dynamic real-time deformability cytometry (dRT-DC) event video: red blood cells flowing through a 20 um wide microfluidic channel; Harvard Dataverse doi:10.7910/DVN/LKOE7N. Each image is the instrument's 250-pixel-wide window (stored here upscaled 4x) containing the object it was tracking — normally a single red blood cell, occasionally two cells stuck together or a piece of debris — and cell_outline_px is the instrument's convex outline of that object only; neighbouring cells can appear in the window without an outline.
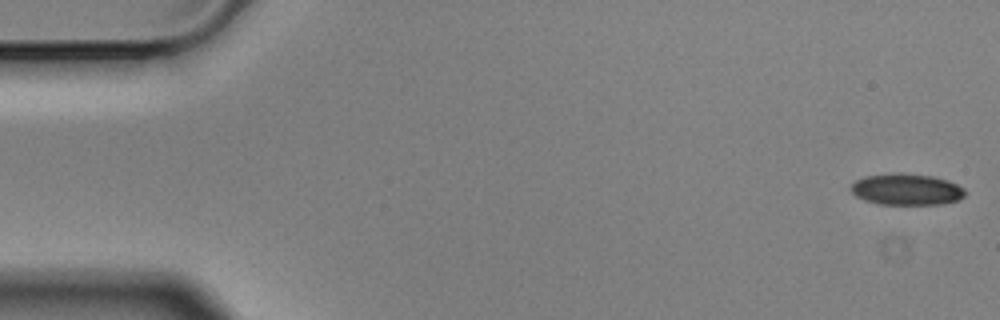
{"species": "Egyptian fruit bat (a non-hibernating species)", "species_latin": "Rousettus aegyptiacus", "temperature_condition": "cold", "stored_images_in_passage": 56, "camera_frame_rate_fps": 3000, "um_per_image_px": 0.085, "animal": {"sex": "male"}, "frame": {"image": 1, "passage_image": 1, "time_ms": 0.0, "image_size_px": [1000, 320], "cell_outline_px": [[964, 196], [956, 200], [944, 204], [876, 204], [864, 200], [856, 196], [848, 188], [856, 180], [864, 176], [896, 172], [900, 172], [932, 176], [948, 180], [964, 188]], "centroid_in_image_um": [77.01, 16.09], "position_along_channel_um": 8.0, "area_um2": 21.04}}
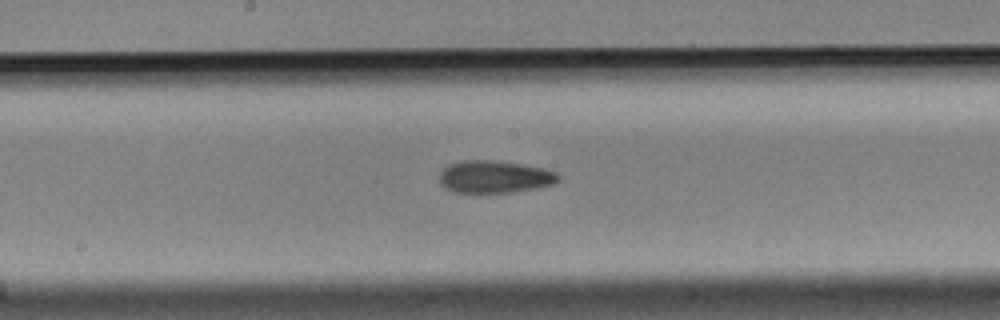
{"frame": {"image": 2, "passage_image": 29, "time_ms": 9.333, "image_size_px": [1000, 320], "cell_outline_px": [[560, 180], [556, 184], [536, 188], [512, 192], [452, 192], [444, 188], [440, 184], [440, 172], [448, 164], [460, 160], [492, 160], [520, 164], [544, 168], [556, 172], [560, 176]], "centroid_in_image_um": [42.04, 15.02], "position_along_channel_um": 206.2, "area_um2": 22.6}}
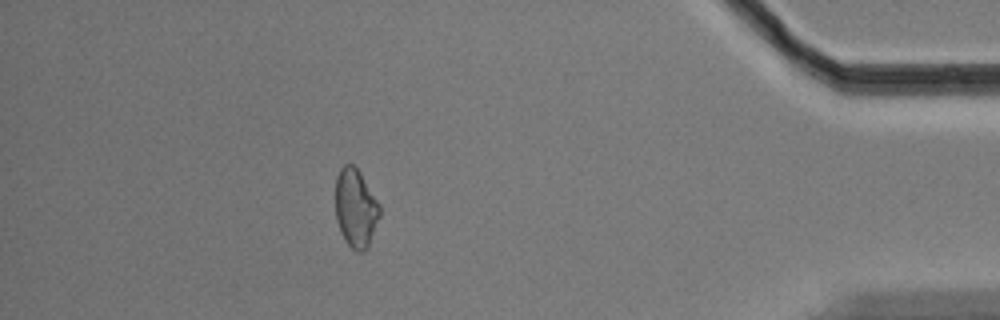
{"frame": {"image": 3, "passage_image": 50, "time_ms": 16.333, "image_size_px": [1000, 320], "cell_outline_px": [[380, 216], [368, 248], [364, 252], [356, 252], [344, 240], [340, 232], [336, 220], [336, 176], [340, 168], [344, 164], [352, 164], [360, 172], [380, 204]], "centroid_in_image_um": [30.24, 17.71], "position_along_channel_um": 405.0, "area_um2": 20.46}, "authors_computed_cell_mechanics": {"area_um2": 21.5883, "velocity_mm_per_s": 3.5219, "shape_relaxation_time_tau1_ms": 4.1486, "shape_relaxation_time_tau2_ms": 6.7048, "deformation_change_tau1": 0.0863, "deformation_change_tau2": 0.1291}}